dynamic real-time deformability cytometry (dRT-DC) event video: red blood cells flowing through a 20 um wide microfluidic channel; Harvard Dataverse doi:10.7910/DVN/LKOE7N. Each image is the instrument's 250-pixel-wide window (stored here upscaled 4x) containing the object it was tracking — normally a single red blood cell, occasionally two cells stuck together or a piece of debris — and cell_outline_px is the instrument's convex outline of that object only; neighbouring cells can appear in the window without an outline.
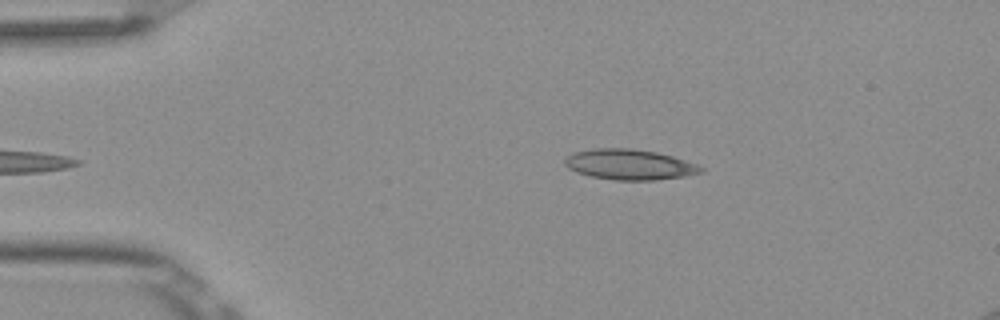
{"species": "Egyptian fruit bat (a non-hibernating species)", "species_latin": "Rousettus aegyptiacus", "temperature_condition": "room temperature", "stored_images_in_passage": 5, "camera_frame_rate_fps": 3000, "um_per_image_px": 0.085, "frame": {"image": 1, "passage_image": 5, "time_ms": 1.333, "image_size_px": [1000, 320], "cell_outline_px": [[704, 172], [684, 176], [656, 180], [612, 180], [592, 176], [576, 172], [568, 168], [564, 164], [564, 160], [572, 152], [592, 148], [632, 148], [656, 152], [672, 156], [696, 164], [704, 168]], "centroid_in_image_um": [53.48, 13.98], "position_along_channel_um": 31.5, "area_um2": 24.22}}